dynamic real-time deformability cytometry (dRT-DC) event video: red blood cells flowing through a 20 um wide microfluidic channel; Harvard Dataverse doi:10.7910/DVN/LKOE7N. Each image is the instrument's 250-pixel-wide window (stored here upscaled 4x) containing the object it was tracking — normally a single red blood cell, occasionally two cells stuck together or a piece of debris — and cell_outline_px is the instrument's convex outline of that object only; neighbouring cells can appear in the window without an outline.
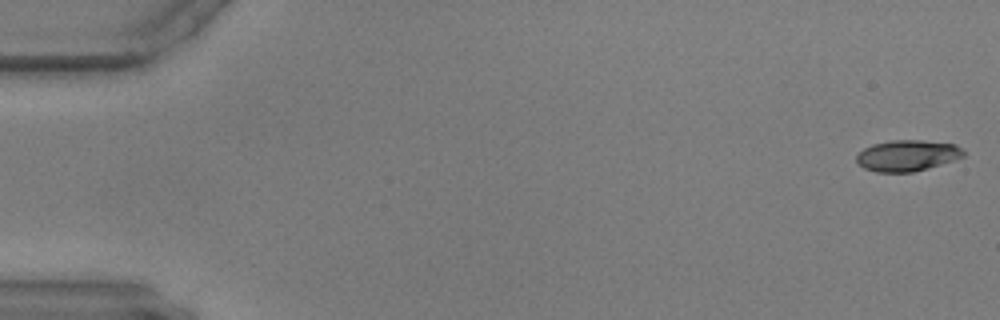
{"species": "common noctule bat (a hibernating species)", "species_latin": "Nyctalus noctula", "temperature_condition": "warm", "stored_images_in_passage": 58, "camera_frame_rate_fps": 3000, "um_per_image_px": 0.085, "animal": {"sex": "male", "body_mass_g": 17.9, "forearm_length_mm": 54.2}, "frame": {"image": 1, "passage_image": 1, "time_ms": 0.0, "image_size_px": [1000, 320], "cell_outline_px": [[964, 156], [928, 168], [912, 172], [876, 172], [864, 168], [856, 160], [856, 156], [864, 148], [872, 144], [892, 140], [920, 140], [956, 144], [964, 152]], "centroid_in_image_um": [77.1, 13.22], "position_along_channel_um": 7.9, "area_um2": 19.19}}
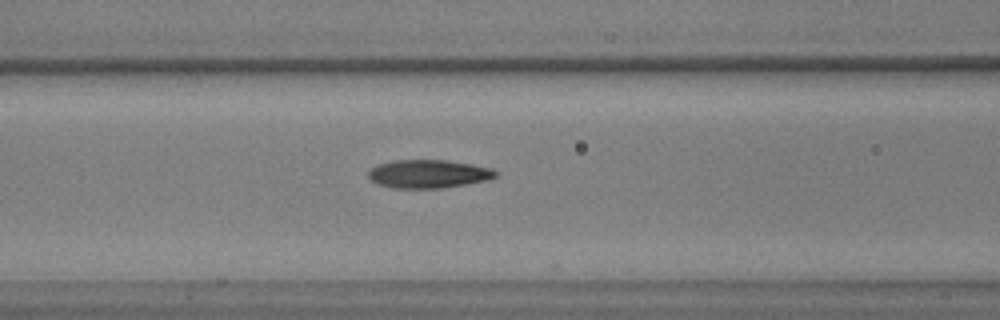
{"frame": {"image": 2, "passage_image": 24, "time_ms": 7.667, "image_size_px": [1000, 320], "cell_outline_px": [[500, 172], [496, 176], [488, 180], [468, 184], [440, 188], [392, 188], [380, 184], [372, 180], [368, 176], [368, 172], [376, 164], [392, 160], [448, 160], [472, 164], [492, 168]], "centroid_in_image_um": [36.45, 14.77], "position_along_channel_um": 130.1, "area_um2": 21.15}}
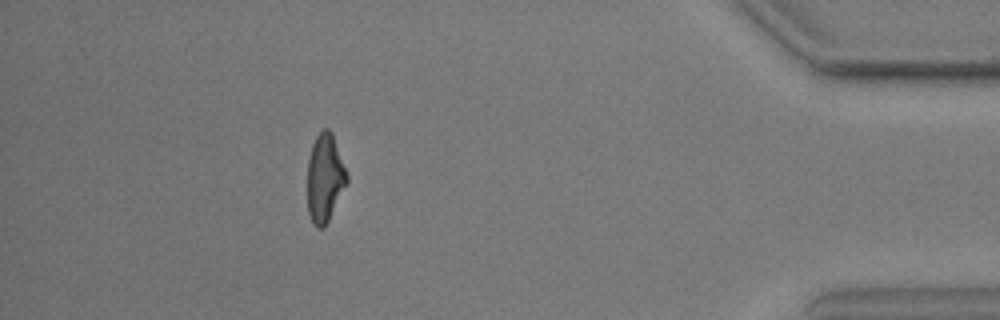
{"frame": {"image": 3, "passage_image": 52, "time_ms": 17.0, "image_size_px": [1000, 320], "cell_outline_px": [[348, 180], [324, 228], [316, 228], [312, 224], [308, 212], [308, 160], [312, 144], [316, 136], [324, 128], [328, 128], [332, 132], [348, 176]], "centroid_in_image_um": [27.6, 15.13], "position_along_channel_um": 407.6, "area_um2": 20.06}}